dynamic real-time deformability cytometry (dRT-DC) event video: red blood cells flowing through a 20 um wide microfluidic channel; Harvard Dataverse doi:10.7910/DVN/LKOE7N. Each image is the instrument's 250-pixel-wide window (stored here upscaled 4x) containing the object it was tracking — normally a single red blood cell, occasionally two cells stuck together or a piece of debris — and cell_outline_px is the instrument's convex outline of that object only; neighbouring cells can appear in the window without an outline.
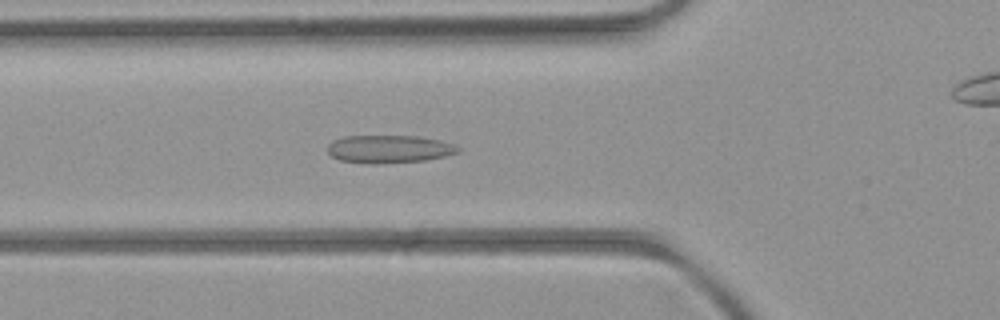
{"species": "common noctule bat (a hibernating species)", "species_latin": "Nyctalus noctula", "temperature_condition": "room temperature", "stored_images_in_passage": 54, "camera_frame_rate_fps": 3000, "um_per_image_px": 0.085, "animal": {"sex": "female", "body_mass_g": 21.9}, "frame": {"image": 1, "passage_image": 19, "time_ms": 6.0, "image_size_px": [1000, 320], "cell_outline_px": [[460, 152], [444, 156], [424, 160], [376, 164], [372, 164], [340, 160], [332, 156], [328, 152], [328, 144], [332, 140], [344, 136], [416, 136], [440, 140], [452, 144], [460, 148]], "centroid_in_image_um": [33.05, 12.66], "position_along_channel_um": 92.8, "area_um2": 21.1}}
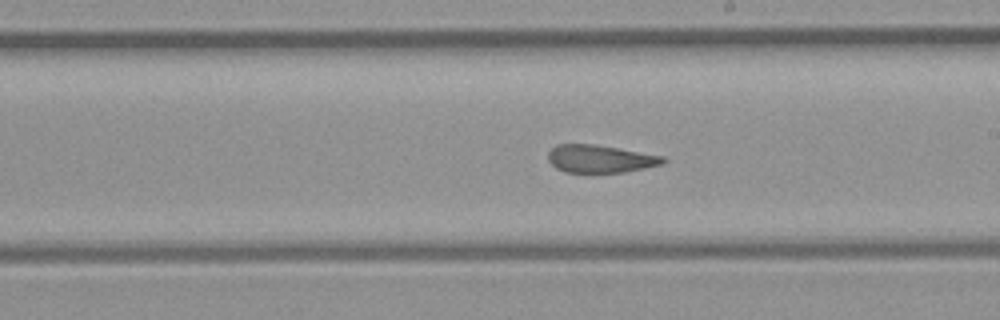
{"frame": {"image": 2, "passage_image": 30, "time_ms": 9.667, "image_size_px": [1000, 320], "cell_outline_px": [[668, 160], [664, 164], [624, 172], [564, 172], [556, 168], [548, 160], [548, 152], [556, 144], [592, 144], [664, 156]], "centroid_in_image_um": [51.02, 13.5], "position_along_channel_um": 238.0, "area_um2": 18.5}}
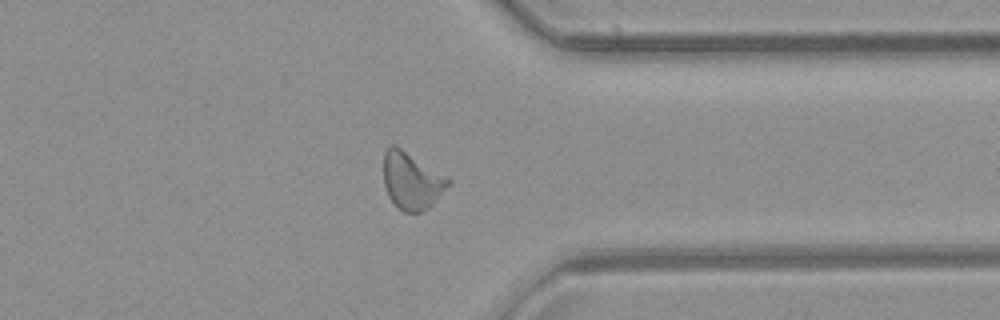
{"frame": {"image": 3, "passage_image": 41, "time_ms": 13.333, "image_size_px": [1000, 320], "cell_outline_px": [[452, 180], [432, 204], [428, 208], [420, 212], [404, 212], [388, 196], [384, 184], [384, 152], [392, 144], [400, 148], [448, 176]], "centroid_in_image_um": [34.99, 15.36], "position_along_channel_um": 376.4, "area_um2": 21.1}, "authors_computed_cell_mechanics": {"area_um2": 21.097, "velocity_mm_per_s": 3.9459, "shape_relaxation_time_tau1_ms": null, "shape_relaxation_time_tau2_ms": 1.6495, "deformation_change_tau1": null, "deformation_change_tau2": 0.1073}}